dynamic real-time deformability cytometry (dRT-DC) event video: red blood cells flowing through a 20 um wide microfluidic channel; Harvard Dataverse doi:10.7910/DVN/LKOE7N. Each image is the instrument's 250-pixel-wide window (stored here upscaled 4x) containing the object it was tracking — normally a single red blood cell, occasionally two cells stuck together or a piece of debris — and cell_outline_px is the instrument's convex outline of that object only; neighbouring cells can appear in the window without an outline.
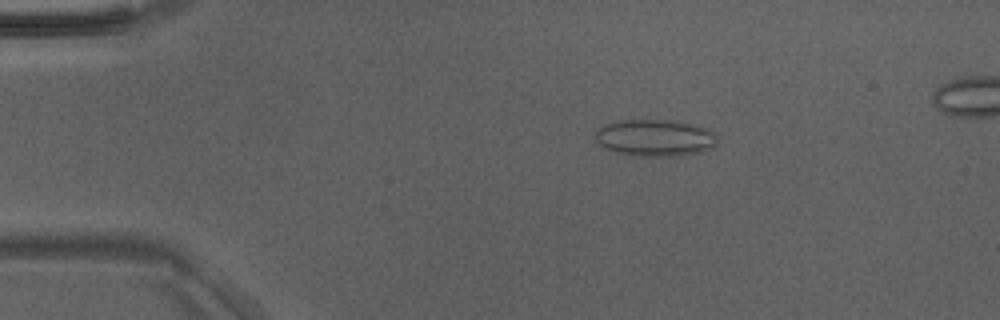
{"species": "Egyptian fruit bat (a non-hibernating species)", "species_latin": "Rousettus aegyptiacus", "temperature_condition": "room temperature", "stored_images_in_passage": 19, "camera_frame_rate_fps": 3000, "um_per_image_px": 0.085, "animal": {"sex": "male"}, "frame": {"image": 1, "passage_image": 1, "time_ms": 0.0, "image_size_px": [1000, 320], "cell_outline_px": [[716, 144], [712, 148], [700, 152], [680, 156], [636, 156], [616, 152], [600, 144], [596, 140], [596, 128], [604, 124], [620, 120], [680, 120], [696, 124], [708, 128], [716, 132]], "centroid_in_image_um": [55.73, 11.7], "position_along_channel_um": 29.3, "area_um2": 26.59}}